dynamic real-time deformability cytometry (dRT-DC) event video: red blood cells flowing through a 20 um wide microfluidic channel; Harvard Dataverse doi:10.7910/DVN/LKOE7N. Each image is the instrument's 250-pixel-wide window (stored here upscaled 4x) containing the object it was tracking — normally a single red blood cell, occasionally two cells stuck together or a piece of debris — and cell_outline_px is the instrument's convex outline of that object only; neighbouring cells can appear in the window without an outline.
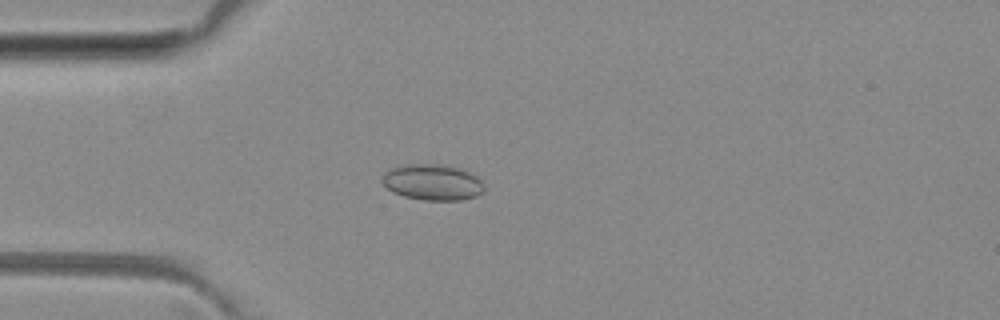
{"species": "common noctule bat (a hibernating species)", "species_latin": "Nyctalus noctula", "temperature_condition": "room temperature", "stored_images_in_passage": 4, "camera_frame_rate_fps": 3000, "um_per_image_px": 0.085, "animal": {"sex": "female", "body_mass_g": 29.2, "forearm_length_mm": 56.3}, "frame": {"image": 1, "passage_image": 2, "time_ms": 2.333, "image_size_px": [1000, 320], "cell_outline_px": [[484, 192], [476, 196], [460, 200], [424, 200], [404, 196], [392, 192], [380, 180], [384, 172], [388, 168], [408, 164], [444, 164], [464, 168], [476, 176], [480, 180], [484, 188]], "centroid_in_image_um": [36.76, 15.47], "position_along_channel_um": 48.2, "area_um2": 21.68}}
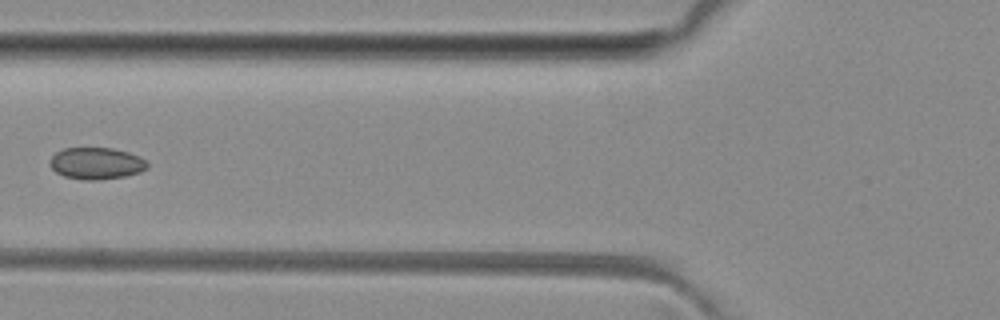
{"frame": {"image": 2, "passage_image": 4, "time_ms": 4.333, "image_size_px": [1000, 320], "cell_outline_px": [[148, 168], [140, 172], [124, 176], [100, 180], [84, 180], [64, 176], [56, 172], [48, 164], [52, 156], [56, 152], [64, 148], [112, 148], [128, 152], [140, 156], [148, 160]], "centroid_in_image_um": [8.21, 13.88], "position_along_channel_um": 117.6, "area_um2": 18.21}}